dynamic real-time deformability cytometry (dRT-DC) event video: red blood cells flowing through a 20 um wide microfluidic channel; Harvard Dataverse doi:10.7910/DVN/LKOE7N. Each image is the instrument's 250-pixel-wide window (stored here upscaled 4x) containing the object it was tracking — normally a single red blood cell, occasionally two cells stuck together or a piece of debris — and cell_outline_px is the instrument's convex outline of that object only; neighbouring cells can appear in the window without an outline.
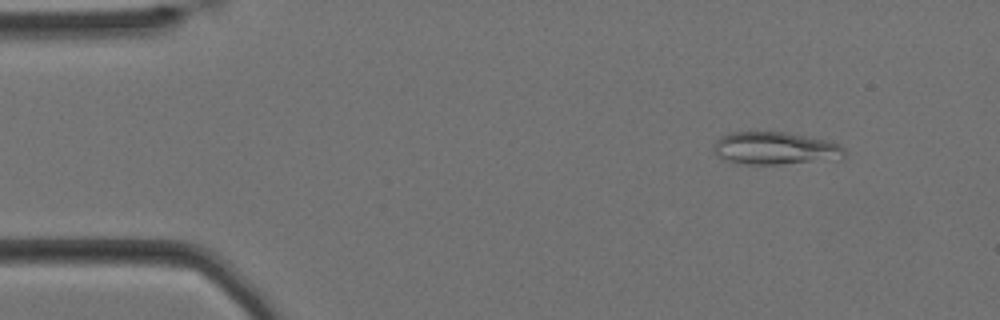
{"species": "Egyptian fruit bat (a non-hibernating species)", "species_latin": "Rousettus aegyptiacus", "temperature_condition": "cold", "stored_images_in_passage": 56, "camera_frame_rate_fps": 3000, "um_per_image_px": 0.085, "animal": {"sex": "female"}, "frame": {"image": 1, "passage_image": 4, "time_ms": 1.0, "image_size_px": [1000, 320], "cell_outline_px": [[844, 160], [780, 164], [736, 164], [716, 156], [712, 152], [712, 148], [716, 140], [720, 136], [728, 132], [784, 132], [828, 140], [840, 144], [844, 148]], "centroid_in_image_um": [65.89, 12.62], "position_along_channel_um": 19.1, "area_um2": 25.55}}
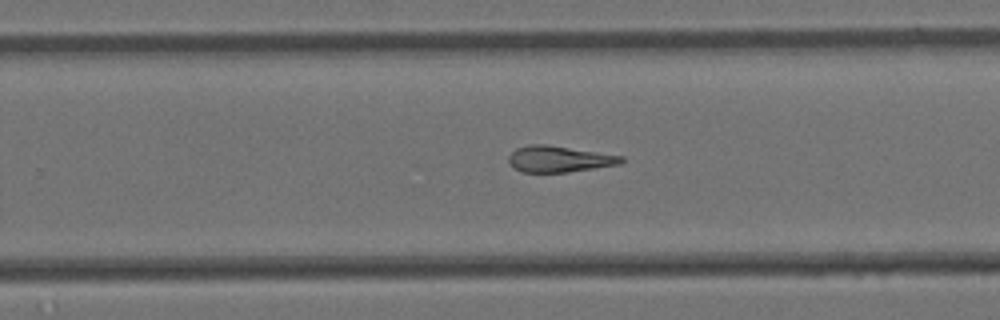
{"frame": {"image": 2, "passage_image": 34, "time_ms": 11.0, "image_size_px": [1000, 320], "cell_outline_px": [[624, 160], [620, 164], [568, 172], [524, 172], [512, 168], [508, 164], [508, 156], [516, 148], [528, 144], [548, 144], [624, 156]], "centroid_in_image_um": [47.49, 13.51], "position_along_channel_um": 282.3, "area_um2": 17.4}}
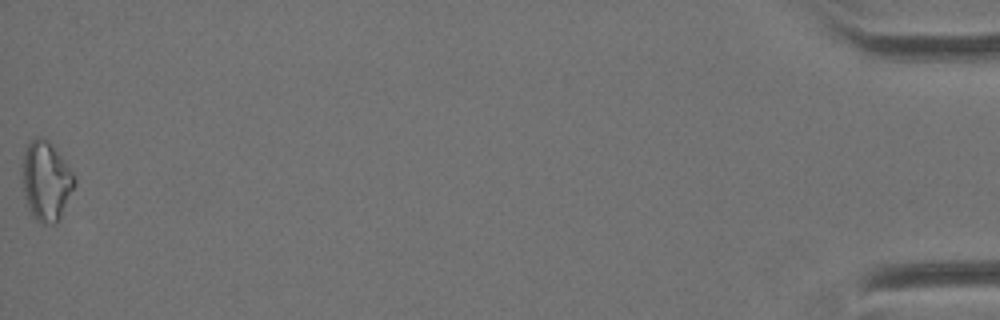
{"frame": {"image": 3, "passage_image": 56, "time_ms": 18.333, "image_size_px": [1000, 320], "cell_outline_px": [[76, 184], [56, 224], [40, 224], [36, 220], [28, 208], [24, 196], [24, 152], [28, 144], [36, 136], [40, 136], [48, 140], [72, 172], [76, 180]], "centroid_in_image_um": [3.93, 15.41], "position_along_channel_um": 431.3, "area_um2": 23.58}, "authors_computed_cell_mechanics": {"area_um2": 19.0451, "velocity_mm_per_s": 3.4219, "shape_relaxation_time_tau1_ms": null, "shape_relaxation_time_tau2_ms": 8.4767, "deformation_change_tau1": null, "deformation_change_tau2": 0.1874}}